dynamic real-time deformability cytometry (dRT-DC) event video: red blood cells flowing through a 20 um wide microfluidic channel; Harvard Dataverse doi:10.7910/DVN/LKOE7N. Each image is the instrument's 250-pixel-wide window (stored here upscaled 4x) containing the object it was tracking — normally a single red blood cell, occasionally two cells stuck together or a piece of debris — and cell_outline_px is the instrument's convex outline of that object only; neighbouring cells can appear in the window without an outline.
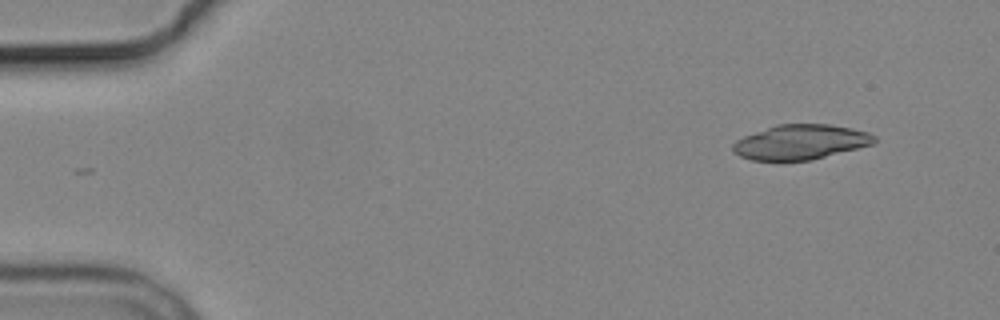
{"species": "common noctule bat (a hibernating species)", "species_latin": "Nyctalus noctula", "temperature_condition": "cold", "stored_images_in_passage": 4, "camera_frame_rate_fps": 3000, "um_per_image_px": 0.085, "animal": {"sex": "male", "body_mass_g": 19.2, "forearm_length_mm": 51.8}, "frame": {"image": 1, "passage_image": 1, "time_ms": 0.0, "image_size_px": [1000, 320], "cell_outline_px": [[876, 140], [872, 144], [812, 160], [752, 160], [740, 156], [732, 152], [732, 144], [736, 140], [744, 136], [776, 124], [832, 124], [852, 128], [868, 132], [876, 136]], "centroid_in_image_um": [68.04, 12.07], "position_along_channel_um": 17.0, "area_um2": 28.67}}